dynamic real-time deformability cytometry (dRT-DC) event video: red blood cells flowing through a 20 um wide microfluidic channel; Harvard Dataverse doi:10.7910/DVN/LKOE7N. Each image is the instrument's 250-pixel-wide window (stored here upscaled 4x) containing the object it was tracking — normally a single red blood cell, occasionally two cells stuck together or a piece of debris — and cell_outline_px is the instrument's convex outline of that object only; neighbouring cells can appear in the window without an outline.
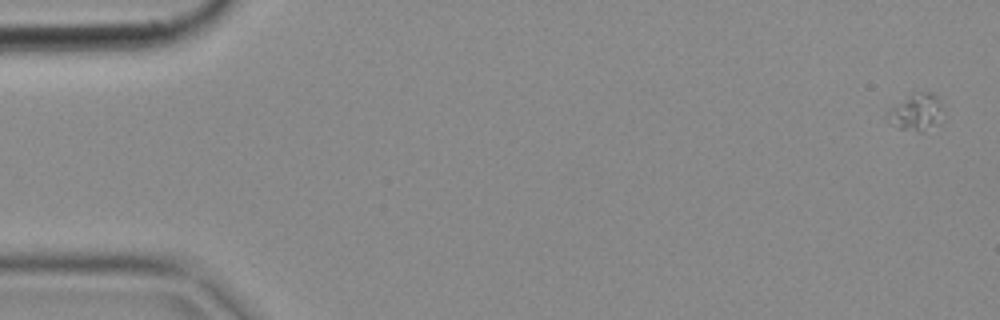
{"species": "common noctule bat (a hibernating species)", "species_latin": "Nyctalus noctula", "temperature_condition": "cold", "stored_images_in_passage": 3, "camera_frame_rate_fps": 3000, "um_per_image_px": 0.085, "animal": {"sex": "female", "body_mass_g": 18.4}, "frame": {"image": 1, "passage_image": 1, "time_ms": 0.0, "image_size_px": [1000, 320], "cell_outline_px": [[944, 120], [940, 124], [924, 132], [920, 132], [900, 128], [884, 116], [888, 108], [912, 92], [928, 92], [936, 96], [940, 104]], "centroid_in_image_um": [77.89, 9.54], "position_along_channel_um": 7.1, "area_um2": 12.25}}